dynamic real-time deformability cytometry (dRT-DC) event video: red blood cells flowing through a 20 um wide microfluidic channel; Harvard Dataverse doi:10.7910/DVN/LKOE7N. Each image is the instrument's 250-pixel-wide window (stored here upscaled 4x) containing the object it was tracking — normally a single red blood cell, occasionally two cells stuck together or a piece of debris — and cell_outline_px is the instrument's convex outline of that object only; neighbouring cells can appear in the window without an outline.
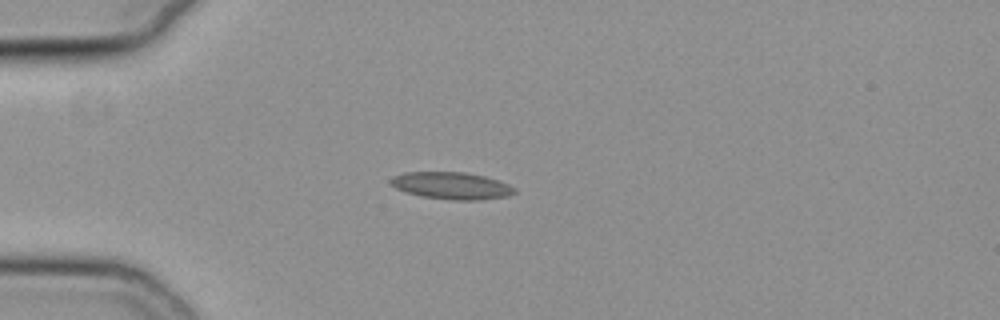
{"species": "common noctule bat (a hibernating species)", "species_latin": "Nyctalus noctula", "temperature_condition": "cold", "stored_images_in_passage": 46, "camera_frame_rate_fps": 3000, "um_per_image_px": 0.085, "animal": {"sex": "female", "body_mass_g": 19.3, "forearm_length_mm": 54.1}, "frame": {"image": 1, "passage_image": 6, "time_ms": 1.667, "image_size_px": [1000, 320], "cell_outline_px": [[516, 192], [508, 196], [480, 200], [452, 200], [420, 196], [404, 192], [396, 188], [388, 180], [392, 176], [404, 172], [464, 172], [484, 176], [500, 180], [516, 188]], "centroid_in_image_um": [38.38, 15.78], "position_along_channel_um": 46.6, "area_um2": 19.77}}
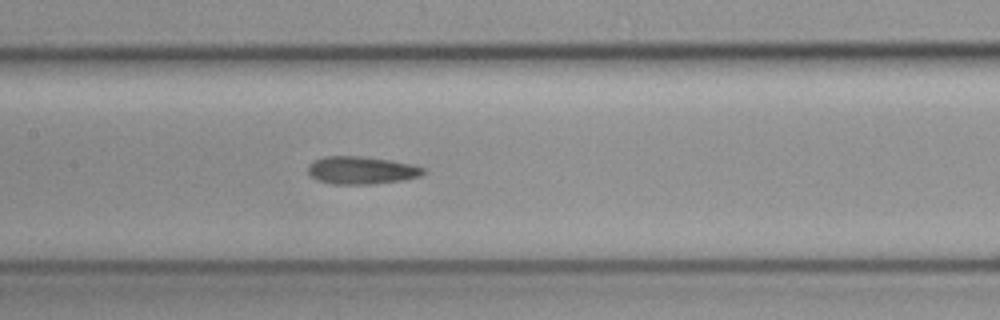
{"frame": {"image": 2, "passage_image": 18, "time_ms": 5.667, "image_size_px": [1000, 320], "cell_outline_px": [[424, 172], [420, 176], [404, 180], [368, 184], [332, 184], [308, 176], [308, 164], [324, 156], [360, 156], [392, 160], [412, 164], [424, 168]], "centroid_in_image_um": [30.71, 14.47], "position_along_channel_um": 176.7, "area_um2": 18.61}}
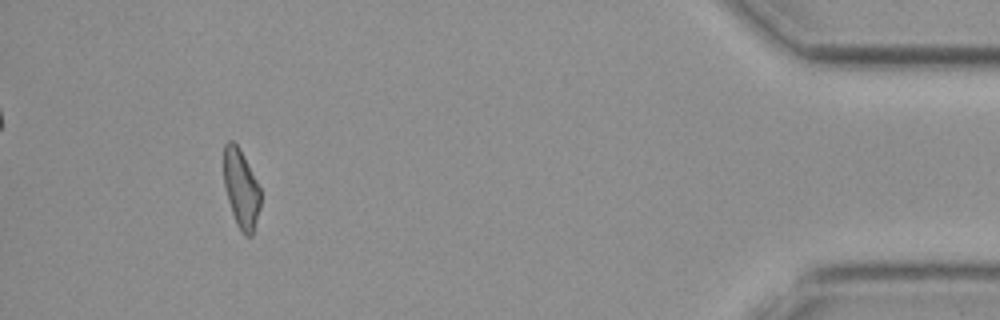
{"frame": {"image": 3, "passage_image": 42, "time_ms": 13.667, "image_size_px": [1000, 320], "cell_outline_px": [[260, 208], [252, 236], [244, 236], [240, 232], [236, 224], [228, 200], [224, 184], [224, 144], [228, 140], [232, 140], [240, 148], [260, 188]], "centroid_in_image_um": [20.49, 16.06], "position_along_channel_um": 414.7, "area_um2": 16.88}, "authors_computed_cell_mechanics": {"area_um2": 18.1781, "velocity_mm_per_s": 3.7905, "shape_relaxation_time_tau1_ms": 10.5671, "shape_relaxation_time_tau2_ms": 3.933, "deformation_change_tau1": 0.1912, "deformation_change_tau2": 0.122}}